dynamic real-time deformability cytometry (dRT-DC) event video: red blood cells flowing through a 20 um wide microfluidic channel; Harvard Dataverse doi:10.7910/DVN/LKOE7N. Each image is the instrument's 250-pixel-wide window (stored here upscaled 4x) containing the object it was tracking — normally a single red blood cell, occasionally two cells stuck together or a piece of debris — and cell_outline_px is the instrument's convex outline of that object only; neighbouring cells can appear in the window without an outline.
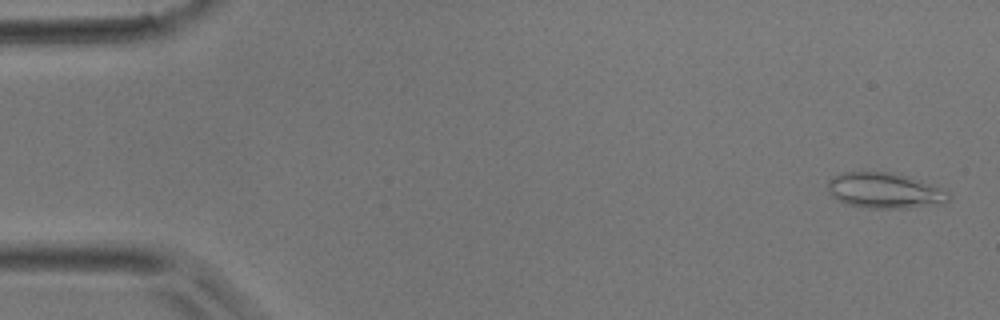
{"species": "common noctule bat (a hibernating species)", "species_latin": "Nyctalus noctula", "temperature_condition": "room temperature", "stored_images_in_passage": 46, "camera_frame_rate_fps": 3000, "um_per_image_px": 0.085, "animal": {"sex": "male", "body_mass_g": 17.9}, "frame": {"image": 1, "passage_image": 2, "time_ms": 0.333, "image_size_px": [1000, 320], "cell_outline_px": [[948, 200], [944, 204], [900, 208], [868, 208], [848, 204], [832, 196], [828, 192], [828, 180], [832, 176], [840, 172], [888, 172], [908, 176], [932, 184], [948, 192]], "centroid_in_image_um": [75.17, 16.19], "position_along_channel_um": 9.8, "area_um2": 24.97}}
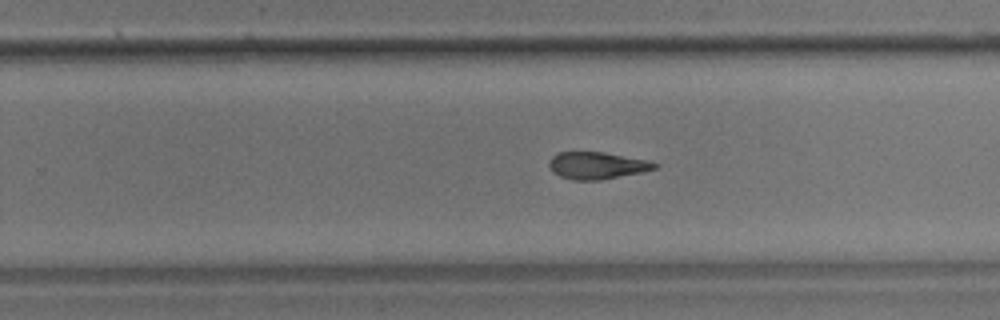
{"frame": {"image": 2, "passage_image": 29, "time_ms": 9.333, "image_size_px": [1000, 320], "cell_outline_px": [[660, 164], [656, 168], [640, 172], [600, 180], [572, 180], [560, 176], [552, 172], [548, 164], [548, 160], [556, 152], [604, 152], [648, 160]], "centroid_in_image_um": [50.7, 14.06], "position_along_channel_um": 279.1, "area_um2": 16.7}}
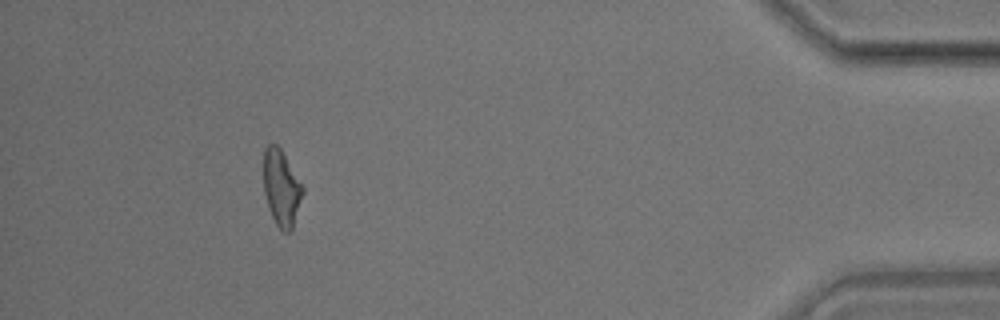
{"frame": {"image": 3, "passage_image": 42, "time_ms": 13.667, "image_size_px": [1000, 320], "cell_outline_px": [[304, 192], [292, 228], [288, 232], [284, 232], [276, 224], [268, 208], [264, 192], [264, 148], [268, 144], [276, 144], [280, 148], [304, 188]], "centroid_in_image_um": [23.91, 15.97], "position_along_channel_um": 411.3, "area_um2": 17.11}}